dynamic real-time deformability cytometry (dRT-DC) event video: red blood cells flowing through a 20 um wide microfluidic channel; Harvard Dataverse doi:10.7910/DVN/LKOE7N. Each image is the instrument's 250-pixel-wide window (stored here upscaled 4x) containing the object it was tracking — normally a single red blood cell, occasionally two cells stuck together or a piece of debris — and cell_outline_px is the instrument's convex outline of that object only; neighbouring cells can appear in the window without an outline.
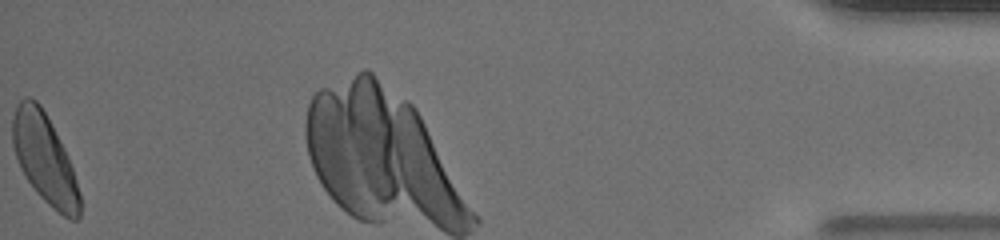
{"species": "human", "species_latin": "Homo sapiens", "temperature_condition": "warm", "stored_images_in_passage": 34, "camera_frame_rate_fps": 3000, "um_per_image_px": 0.085, "donor": {"sex": "male"}, "frame": {"image": 1, "passage_image": 34, "time_ms": 11.0, "image_size_px": [1000, 240], "cell_outline_px": [[80, 216], [76, 220], [72, 220], [64, 216], [52, 208], [36, 192], [20, 168], [12, 144], [12, 116], [16, 104], [24, 96], [28, 96], [36, 100], [40, 104], [64, 148], [72, 168], [80, 192]], "centroid_in_image_um": [3.77, 13.48], "position_along_channel_um": 431.4, "area_um2": 34.85}}